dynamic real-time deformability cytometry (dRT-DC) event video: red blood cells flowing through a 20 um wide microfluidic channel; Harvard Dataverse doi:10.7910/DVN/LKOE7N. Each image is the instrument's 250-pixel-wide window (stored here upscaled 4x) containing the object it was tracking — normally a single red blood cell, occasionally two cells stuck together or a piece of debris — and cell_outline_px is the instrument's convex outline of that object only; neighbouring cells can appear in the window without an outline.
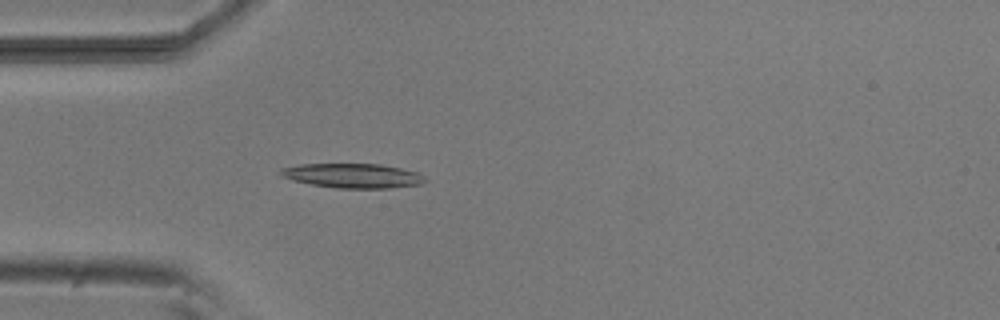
{"species": "common noctule bat (a hibernating species)", "species_latin": "Nyctalus noctula", "temperature_condition": "room temperature", "stored_images_in_passage": 5, "camera_frame_rate_fps": 3000, "um_per_image_px": 0.085, "animal": {"sex": "male", "body_mass_g": 20.5, "forearm_length_mm": 52.5}, "frame": {"image": 1, "passage_image": 5, "time_ms": 4.667, "image_size_px": [1000, 320], "cell_outline_px": [[428, 180], [424, 184], [392, 188], [336, 188], [312, 184], [292, 180], [280, 176], [280, 168], [300, 164], [380, 164], [420, 172]], "centroid_in_image_um": [30.04, 14.94], "position_along_channel_um": 55.0, "area_um2": 20.81}}